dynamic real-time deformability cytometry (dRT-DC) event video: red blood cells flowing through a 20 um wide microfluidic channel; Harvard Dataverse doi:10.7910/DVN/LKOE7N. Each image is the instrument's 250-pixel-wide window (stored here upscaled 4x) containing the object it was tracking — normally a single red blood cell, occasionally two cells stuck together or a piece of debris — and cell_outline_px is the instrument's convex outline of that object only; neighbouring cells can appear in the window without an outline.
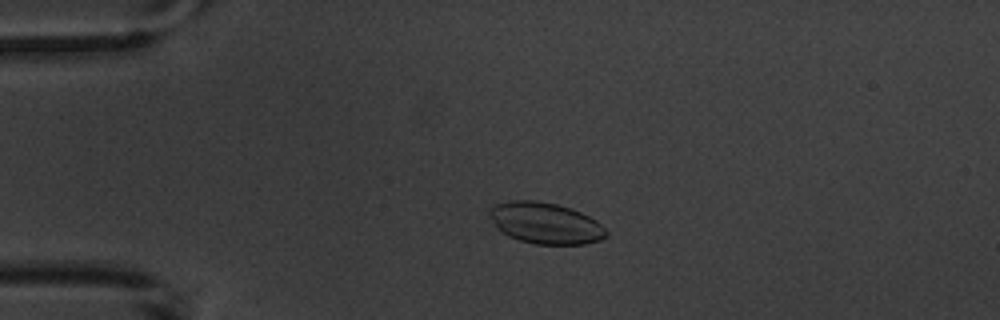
{"species": "common noctule bat (a hibernating species)", "species_latin": "Nyctalus noctula", "temperature_condition": "warm", "stored_images_in_passage": 4, "camera_frame_rate_fps": 3000, "um_per_image_px": 0.085, "animal": {"sex": "male", "body_mass_g": 20.1, "forearm_length_mm": 53.5}, "frame": {"image": 1, "passage_image": 3, "time_ms": 2.333, "image_size_px": [1000, 320], "cell_outline_px": [[608, 236], [600, 240], [584, 244], [536, 244], [520, 240], [508, 236], [496, 228], [488, 212], [488, 208], [496, 204], [512, 200], [536, 200], [556, 204], [572, 208], [596, 220], [608, 232]], "centroid_in_image_um": [46.35, 18.96], "position_along_channel_um": 38.7, "area_um2": 28.15}}